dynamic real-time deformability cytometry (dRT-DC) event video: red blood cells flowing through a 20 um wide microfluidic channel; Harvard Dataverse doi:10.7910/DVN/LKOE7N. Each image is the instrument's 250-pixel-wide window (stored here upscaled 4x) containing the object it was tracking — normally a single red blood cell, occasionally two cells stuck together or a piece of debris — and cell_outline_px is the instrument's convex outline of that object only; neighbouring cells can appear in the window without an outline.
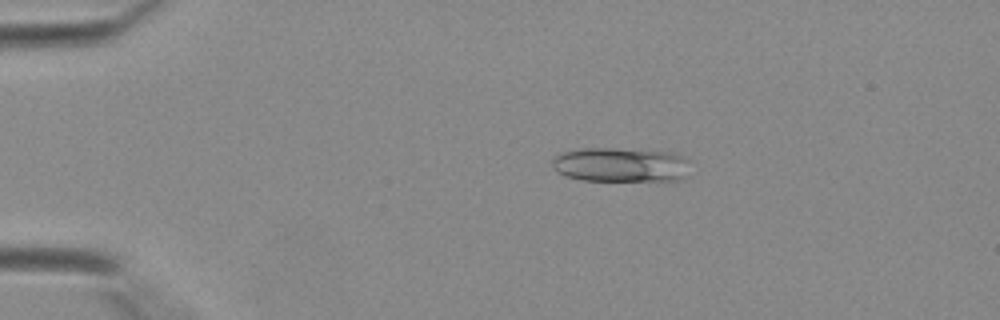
{"species": "Egyptian fruit bat (a non-hibernating species)", "species_latin": "Rousettus aegyptiacus", "temperature_condition": "warm", "stored_images_in_passage": 39, "camera_frame_rate_fps": 3000, "um_per_image_px": 0.085, "animal": {"sex": "female"}, "frame": {"image": 1, "passage_image": 6, "time_ms": 1.667, "image_size_px": [1000, 320], "cell_outline_px": [[688, 160], [680, 176], [676, 180], [584, 180], [568, 176], [560, 172], [552, 164], [552, 160], [556, 156], [564, 152], [584, 148], [612, 148], [672, 152]], "centroid_in_image_um": [52.69, 13.98], "position_along_channel_um": 32.3, "area_um2": 26.7}}
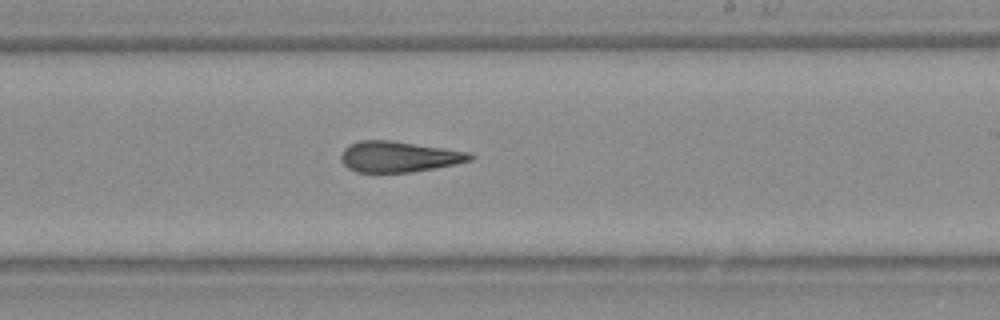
{"frame": {"image": 2, "passage_image": 23, "time_ms": 7.333, "image_size_px": [1000, 320], "cell_outline_px": [[476, 156], [472, 160], [456, 164], [436, 168], [412, 172], [356, 172], [348, 168], [340, 160], [340, 156], [344, 148], [348, 144], [360, 140], [392, 140], [472, 152]], "centroid_in_image_um": [33.92, 13.31], "position_along_channel_um": 255.1, "area_um2": 23.52}}
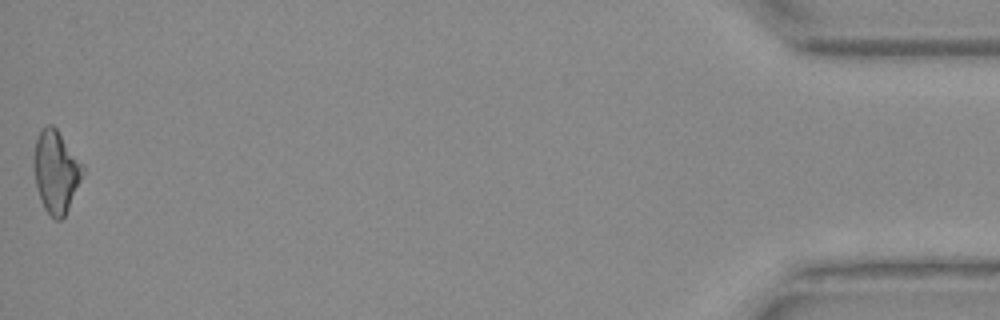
{"frame": {"image": 3, "passage_image": 39, "time_ms": 12.667, "image_size_px": [1000, 320], "cell_outline_px": [[84, 172], [68, 208], [64, 216], [60, 220], [56, 220], [44, 208], [36, 184], [36, 140], [40, 132], [48, 124], [52, 124], [56, 128], [84, 168]], "centroid_in_image_um": [4.78, 14.61], "position_along_channel_um": 430.4, "area_um2": 22.14}}